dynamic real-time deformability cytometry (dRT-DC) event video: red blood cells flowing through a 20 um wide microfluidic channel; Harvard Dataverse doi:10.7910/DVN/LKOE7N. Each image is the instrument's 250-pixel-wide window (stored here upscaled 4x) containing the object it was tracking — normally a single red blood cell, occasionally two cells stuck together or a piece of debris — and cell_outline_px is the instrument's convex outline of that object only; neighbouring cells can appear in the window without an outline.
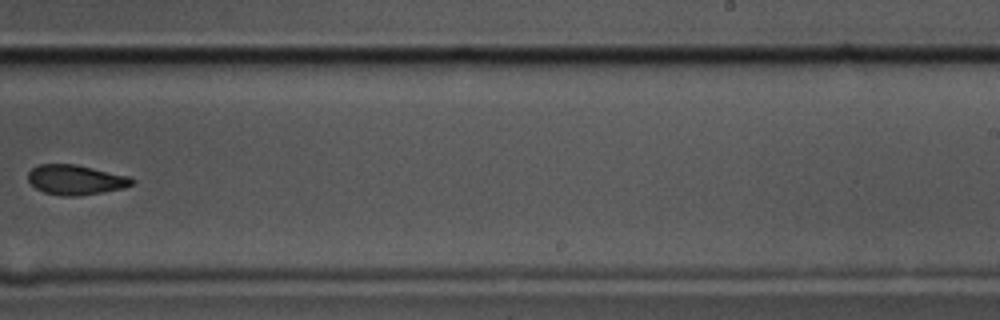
{"species": "common noctule bat (a hibernating species)", "species_latin": "Nyctalus noctula", "temperature_condition": "cold", "stored_images_in_passage": 12, "camera_frame_rate_fps": 3000, "um_per_image_px": 0.085, "animal": {"sex": "male", "body_mass_g": 17.5, "forearm_length_mm": 52.3}, "frame": {"image": 1, "passage_image": 7, "time_ms": 2.0, "image_size_px": [1000, 320], "cell_outline_px": [[136, 180], [132, 184], [124, 188], [76, 196], [64, 196], [44, 192], [36, 188], [28, 180], [28, 172], [32, 168], [40, 164], [76, 164], [128, 176]], "centroid_in_image_um": [6.42, 15.27], "position_along_channel_um": 282.6, "area_um2": 17.92}}
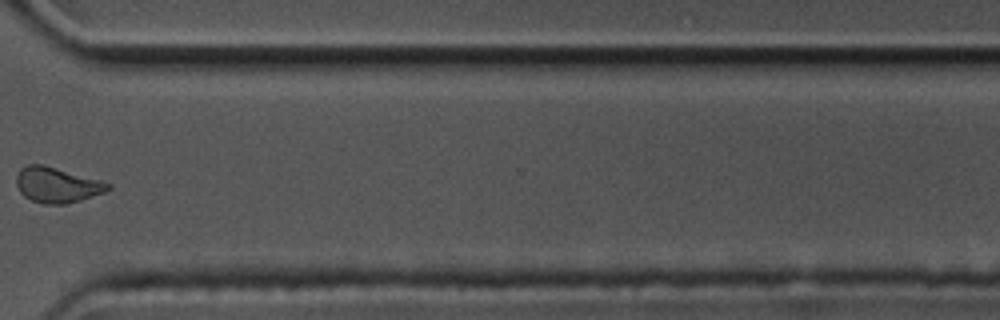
{"frame": {"image": 2, "passage_image": 9, "time_ms": 2.667, "image_size_px": [1000, 320], "cell_outline_px": [[112, 188], [104, 192], [80, 200], [64, 204], [44, 204], [32, 200], [24, 196], [20, 192], [16, 184], [16, 172], [20, 168], [28, 164], [44, 164], [100, 180], [112, 184]], "centroid_in_image_um": [4.82, 15.7], "position_along_channel_um": 365.8, "area_um2": 18.96}}
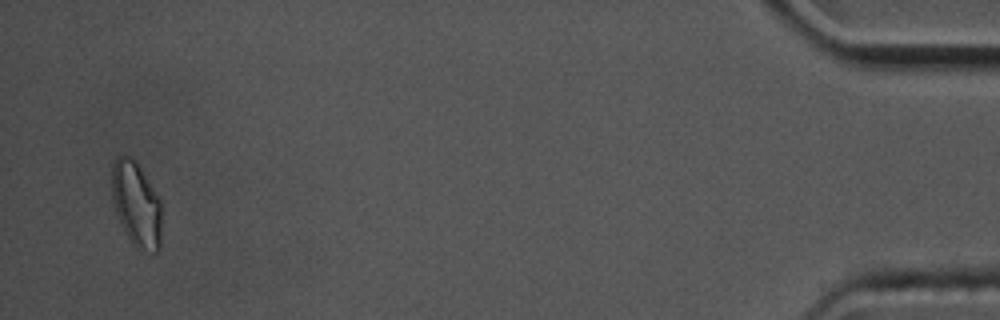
{"frame": {"image": 3, "passage_image": 12, "time_ms": 3.667, "image_size_px": [1000, 320], "cell_outline_px": [[160, 248], [156, 252], [140, 252], [132, 244], [116, 212], [112, 200], [112, 160], [116, 156], [132, 156], [160, 196]], "centroid_in_image_um": [11.59, 17.35], "position_along_channel_um": 423.6, "area_um2": 24.8}}